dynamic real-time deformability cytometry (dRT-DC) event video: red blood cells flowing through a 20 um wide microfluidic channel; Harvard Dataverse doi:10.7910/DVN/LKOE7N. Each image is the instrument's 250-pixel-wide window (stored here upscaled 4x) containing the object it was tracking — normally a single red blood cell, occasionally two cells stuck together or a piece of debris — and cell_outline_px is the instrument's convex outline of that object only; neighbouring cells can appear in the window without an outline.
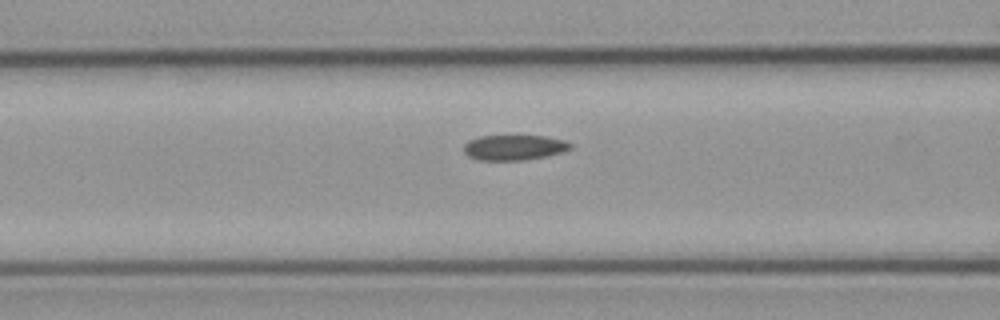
{"species": "common noctule bat (a hibernating species)", "species_latin": "Nyctalus noctula", "temperature_condition": "cold", "stored_images_in_passage": 8, "camera_frame_rate_fps": 3000, "um_per_image_px": 0.085, "animal": {"sex": "male", "body_mass_g": 23.1, "forearm_length_mm": 52.7}, "frame": {"image": 1, "passage_image": 8, "time_ms": 8.333, "image_size_px": [1000, 320], "cell_outline_px": [[572, 148], [560, 152], [544, 156], [520, 160], [480, 160], [468, 156], [464, 152], [464, 144], [468, 140], [480, 136], [544, 136], [564, 140], [572, 144]], "centroid_in_image_um": [43.66, 12.53], "position_along_channel_um": 122.9, "area_um2": 15.49}}